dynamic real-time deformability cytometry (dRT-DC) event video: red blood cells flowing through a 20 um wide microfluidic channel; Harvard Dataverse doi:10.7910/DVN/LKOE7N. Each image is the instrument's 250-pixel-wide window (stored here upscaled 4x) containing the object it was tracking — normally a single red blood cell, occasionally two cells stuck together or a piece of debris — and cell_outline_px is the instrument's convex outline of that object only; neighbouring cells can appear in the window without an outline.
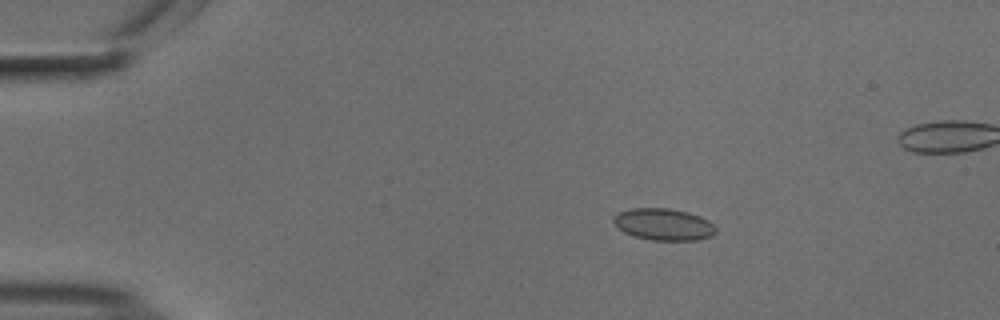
{"species": "common noctule bat (a hibernating species)", "species_latin": "Nyctalus noctula", "temperature_condition": "cold", "stored_images_in_passage": 33, "camera_frame_rate_fps": 3000, "um_per_image_px": 0.085, "animal": {"sex": "male", "body_mass_g": 18.8}, "frame": {"image": 1, "passage_image": 10, "time_ms": 3.0, "image_size_px": [1000, 320], "cell_outline_px": [[716, 232], [712, 236], [696, 240], [652, 240], [636, 236], [624, 232], [612, 220], [620, 212], [632, 208], [668, 208], [688, 212], [700, 216], [708, 220], [716, 228]], "centroid_in_image_um": [56.45, 19.07], "position_along_channel_um": 28.6, "area_um2": 18.73}}
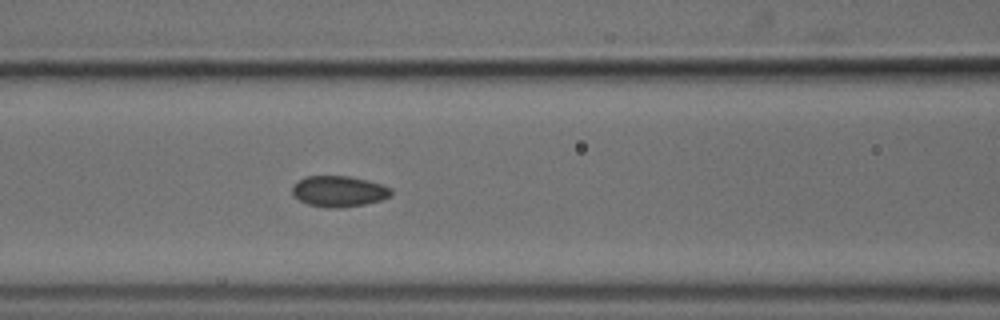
{"frame": {"image": 2, "passage_image": 24, "time_ms": 7.667, "image_size_px": [1000, 320], "cell_outline_px": [[392, 196], [380, 200], [364, 204], [340, 208], [328, 208], [308, 204], [300, 200], [292, 192], [292, 188], [300, 180], [308, 176], [348, 176], [368, 180], [392, 188]], "centroid_in_image_um": [28.85, 16.26], "position_along_channel_um": 137.8, "area_um2": 17.63}}
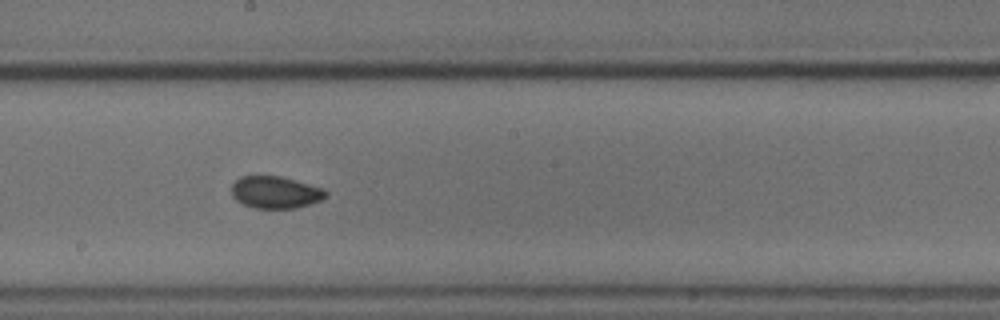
{"frame": {"image": 3, "passage_image": 31, "time_ms": 10.0, "image_size_px": [1000, 320], "cell_outline_px": [[328, 196], [324, 200], [296, 208], [256, 208], [244, 204], [236, 200], [232, 196], [232, 184], [240, 176], [280, 176], [324, 188], [328, 192]], "centroid_in_image_um": [23.45, 16.35], "position_along_channel_um": 224.7, "area_um2": 17.74}}